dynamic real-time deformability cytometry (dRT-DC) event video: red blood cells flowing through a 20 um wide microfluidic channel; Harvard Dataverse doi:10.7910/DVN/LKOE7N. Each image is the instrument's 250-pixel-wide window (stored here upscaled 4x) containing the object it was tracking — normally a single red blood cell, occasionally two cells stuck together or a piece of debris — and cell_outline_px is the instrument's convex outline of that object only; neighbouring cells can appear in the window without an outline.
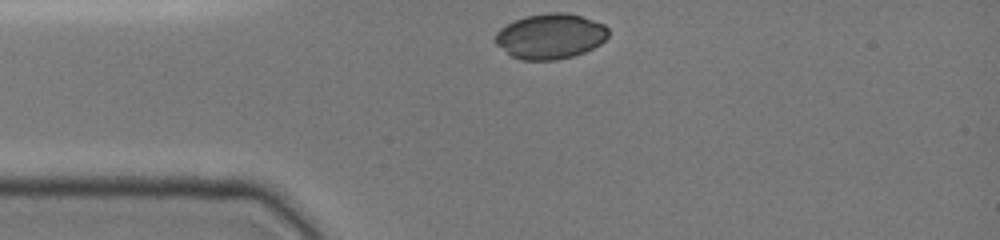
{"species": "common noctule bat (a hibernating species)", "species_latin": "Nyctalus noctula", "temperature_condition": "cold", "stored_images_in_passage": 5, "camera_frame_rate_fps": 3000, "um_per_image_px": 0.085, "animal": {"sex": "female", "body_mass_g": 19.0, "forearm_length_mm": 51.5}, "frame": {"image": 1, "passage_image": 1, "time_ms": 0.0, "image_size_px": [1000, 240], "cell_outline_px": [[608, 36], [600, 44], [584, 52], [572, 56], [556, 60], [520, 60], [512, 56], [496, 44], [492, 40], [496, 32], [500, 28], [524, 16], [548, 12], [564, 12], [580, 16], [604, 24], [608, 28]], "centroid_in_image_um": [46.75, 3.08], "position_along_channel_um": 38.2, "area_um2": 29.82}}